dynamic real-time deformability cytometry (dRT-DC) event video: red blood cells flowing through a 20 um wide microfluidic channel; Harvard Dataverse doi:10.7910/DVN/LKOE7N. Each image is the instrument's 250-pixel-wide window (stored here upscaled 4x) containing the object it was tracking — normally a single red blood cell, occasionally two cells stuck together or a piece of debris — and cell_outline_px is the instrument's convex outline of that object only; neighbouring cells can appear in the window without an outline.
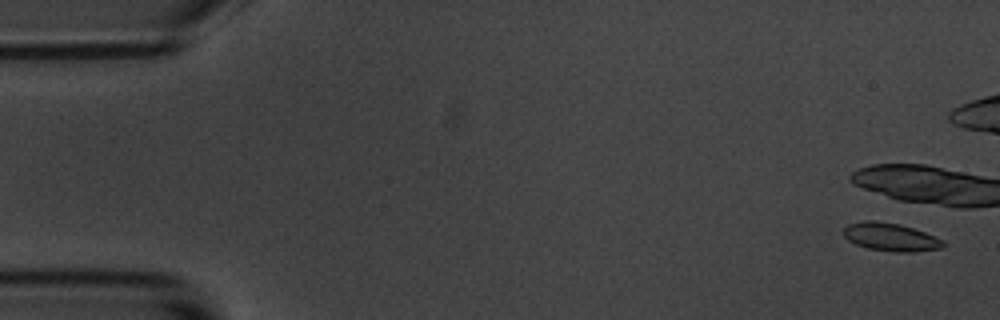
{"species": "common noctule bat (a hibernating species)", "species_latin": "Nyctalus noctula", "temperature_condition": "room temperature", "stored_images_in_passage": 5, "camera_frame_rate_fps": 3000, "um_per_image_px": 0.085, "animal": {"sex": "male", "body_mass_g": 20.1, "forearm_length_mm": 53.5}, "frame": {"image": 1, "passage_image": 1, "time_ms": 0.0, "image_size_px": [1000, 320], "cell_outline_px": [[944, 248], [916, 252], [896, 252], [868, 248], [856, 244], [848, 240], [840, 232], [848, 224], [864, 220], [872, 220], [900, 224], [924, 232], [944, 240]], "centroid_in_image_um": [75.69, 20.15], "position_along_channel_um": 9.3, "area_um2": 16.42}}